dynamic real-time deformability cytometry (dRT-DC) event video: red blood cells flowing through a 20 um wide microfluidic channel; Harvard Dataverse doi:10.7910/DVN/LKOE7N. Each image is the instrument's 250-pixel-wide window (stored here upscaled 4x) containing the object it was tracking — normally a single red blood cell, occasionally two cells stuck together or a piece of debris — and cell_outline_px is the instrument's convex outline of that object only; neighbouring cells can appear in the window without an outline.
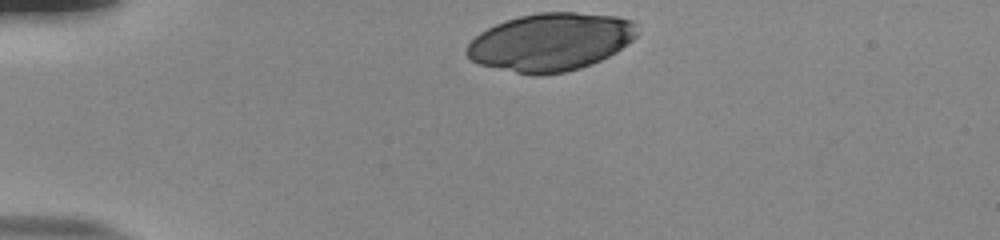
{"species": "human", "species_latin": "Homo sapiens", "temperature_condition": "room temperature", "stored_images_in_passage": 34, "camera_frame_rate_fps": 3000, "um_per_image_px": 0.085, "donor": {"sex": "male"}, "frame": {"image": 1, "passage_image": 1, "time_ms": 0.0, "image_size_px": [1000, 240], "cell_outline_px": [[640, 32], [632, 40], [616, 52], [600, 60], [580, 68], [564, 72], [540, 76], [532, 76], [480, 64], [472, 60], [464, 52], [468, 44], [480, 32], [504, 20], [536, 12], [576, 12], [616, 16], [632, 20], [636, 24]], "centroid_in_image_um": [46.82, 3.56], "position_along_channel_um": 38.2, "area_um2": 57.63}}
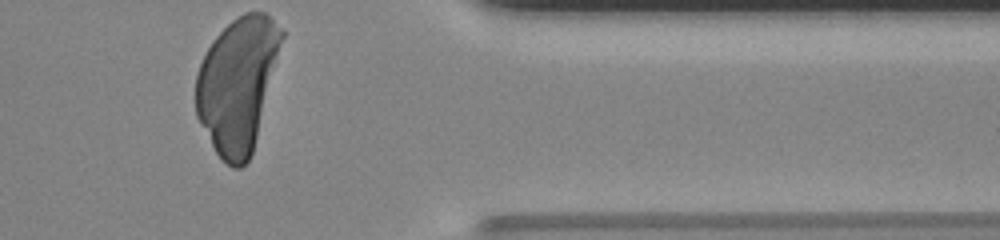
{"frame": {"image": 2, "passage_image": 34, "time_ms": 11.0, "image_size_px": [1000, 240], "cell_outline_px": [[284, 36], [252, 152], [248, 160], [240, 168], [232, 168], [216, 152], [196, 116], [196, 76], [200, 64], [212, 40], [232, 20], [244, 12], [264, 12], [284, 32]], "centroid_in_image_um": [20.18, 7.15], "position_along_channel_um": 391.2, "area_um2": 66.12}}